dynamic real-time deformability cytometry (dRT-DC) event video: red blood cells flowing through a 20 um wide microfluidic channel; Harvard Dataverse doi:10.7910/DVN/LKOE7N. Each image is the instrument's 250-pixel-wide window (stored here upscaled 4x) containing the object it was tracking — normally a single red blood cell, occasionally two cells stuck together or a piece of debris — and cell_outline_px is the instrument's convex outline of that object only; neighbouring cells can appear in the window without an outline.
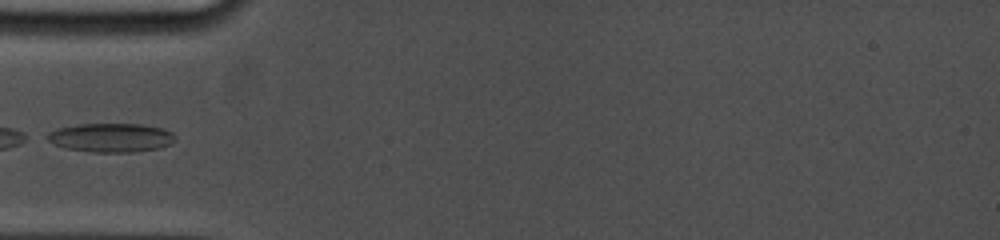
{"species": "common noctule bat (a hibernating species)", "species_latin": "Nyctalus noctula", "temperature_condition": "cold", "stored_images_in_passage": 41, "camera_frame_rate_fps": 5000, "um_per_image_px": 0.085, "animal": {"sex": "female", "body_mass_g": 19.0, "forearm_length_mm": 53.3}, "frame": {"image": 1, "passage_image": 1, "time_ms": 0.0, "image_size_px": [1000, 240], "cell_outline_px": [[176, 140], [172, 144], [160, 148], [132, 152], [92, 152], [64, 148], [40, 136], [56, 128], [80, 124], [140, 124], [164, 128], [172, 132], [176, 136]], "centroid_in_image_um": [9.43, 11.7], "position_along_channel_um": 75.6, "area_um2": 21.91}}